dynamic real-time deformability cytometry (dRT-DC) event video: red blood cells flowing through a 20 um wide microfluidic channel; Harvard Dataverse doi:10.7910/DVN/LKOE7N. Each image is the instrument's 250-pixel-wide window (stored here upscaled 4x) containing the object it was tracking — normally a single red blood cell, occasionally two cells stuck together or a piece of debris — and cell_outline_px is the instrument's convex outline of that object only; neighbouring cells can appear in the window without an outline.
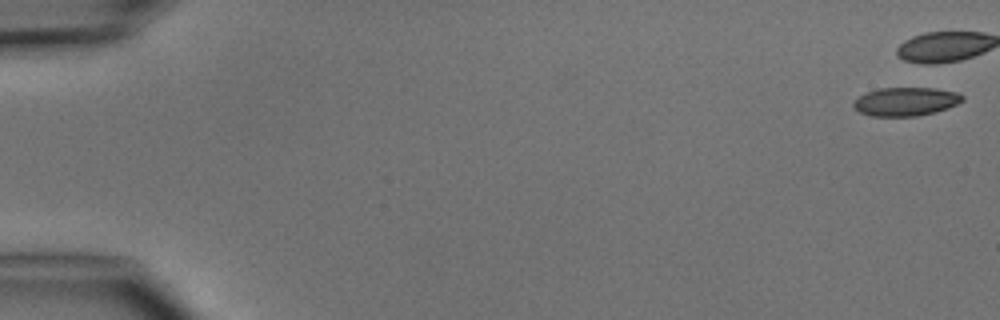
{"species": "common noctule bat (a hibernating species)", "species_latin": "Nyctalus noctula", "temperature_condition": "cold", "stored_images_in_passage": 5, "camera_frame_rate_fps": 3000, "um_per_image_px": 0.085, "animal": {"sex": "male", "body_mass_g": 15.6}, "frame": {"image": 1, "passage_image": 1, "time_ms": 0.0, "image_size_px": [1000, 320], "cell_outline_px": [[964, 100], [948, 108], [936, 112], [916, 116], [872, 116], [860, 112], [852, 108], [852, 104], [860, 96], [868, 92], [880, 88], [936, 88], [956, 92], [964, 96]], "centroid_in_image_um": [77.0, 8.64], "position_along_channel_um": 8.0, "area_um2": 18.09}}